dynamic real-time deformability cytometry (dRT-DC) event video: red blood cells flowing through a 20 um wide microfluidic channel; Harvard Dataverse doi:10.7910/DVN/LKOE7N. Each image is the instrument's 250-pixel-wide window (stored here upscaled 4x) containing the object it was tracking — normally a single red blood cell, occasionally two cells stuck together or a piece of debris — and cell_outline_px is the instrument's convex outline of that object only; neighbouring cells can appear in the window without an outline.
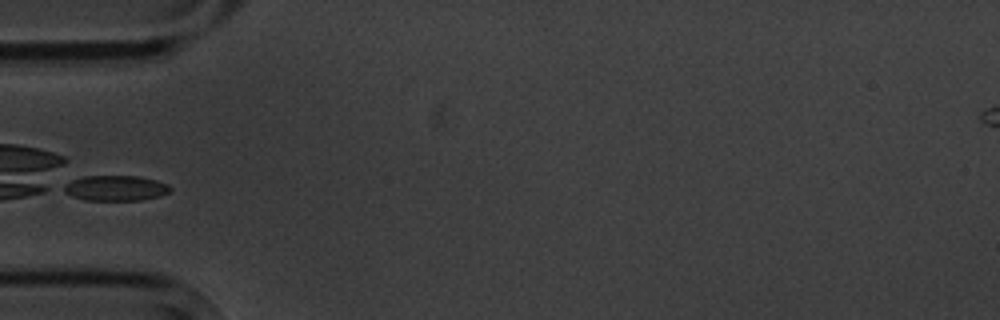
{"species": "common noctule bat (a hibernating species)", "species_latin": "Nyctalus noctula", "temperature_condition": "cold", "stored_images_in_passage": 6, "camera_frame_rate_fps": 3000, "um_per_image_px": 0.085, "animal": {"sex": "male", "body_mass_g": 20.1, "forearm_length_mm": 53.5}, "frame": {"image": 1, "passage_image": 6, "time_ms": 5.667, "image_size_px": [1000, 320], "cell_outline_px": [[172, 188], [168, 192], [160, 196], [140, 200], [84, 200], [72, 196], [56, 188], [72, 180], [84, 176], [140, 176], [156, 180], [168, 184]], "centroid_in_image_um": [9.76, 15.98], "position_along_channel_um": 75.2, "area_um2": 15.95}}